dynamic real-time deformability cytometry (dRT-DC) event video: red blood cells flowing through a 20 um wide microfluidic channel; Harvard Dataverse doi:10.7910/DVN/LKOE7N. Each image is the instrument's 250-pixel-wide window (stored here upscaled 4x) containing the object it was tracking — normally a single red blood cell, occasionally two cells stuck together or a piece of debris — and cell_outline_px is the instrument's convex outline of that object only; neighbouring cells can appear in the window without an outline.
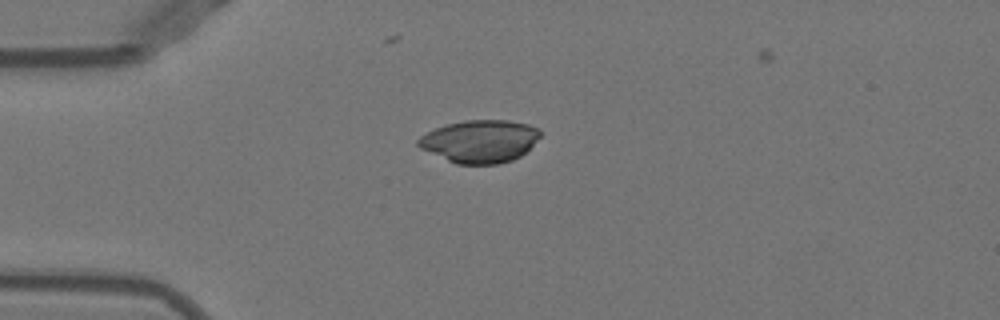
{"species": "Egyptian fruit bat (a non-hibernating species)", "species_latin": "Rousettus aegyptiacus", "temperature_condition": "warm", "stored_images_in_passage": 40, "camera_frame_rate_fps": 3000, "um_per_image_px": 0.085, "animal": {"sex": "female"}, "frame": {"image": 1, "passage_image": 1, "time_ms": 0.0, "image_size_px": [1000, 320], "cell_outline_px": [[540, 136], [520, 156], [512, 160], [496, 164], [456, 164], [420, 148], [416, 144], [416, 140], [420, 136], [436, 128], [448, 124], [464, 120], [508, 120], [528, 124], [540, 128]], "centroid_in_image_um": [40.78, 12.0], "position_along_channel_um": 44.2, "area_um2": 30.17}}
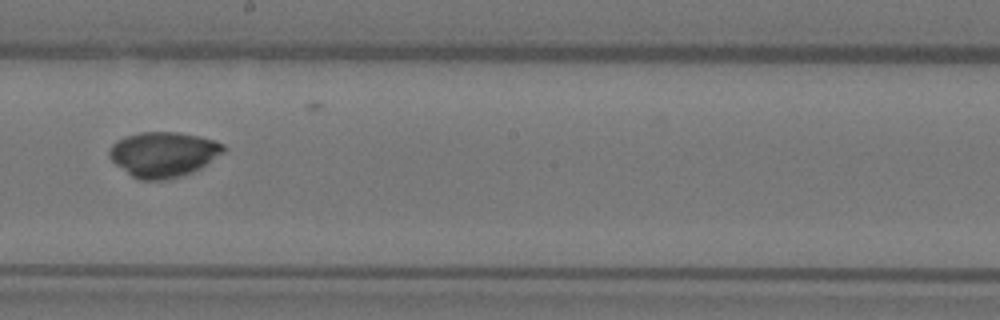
{"frame": {"image": 2, "passage_image": 17, "time_ms": 5.333, "image_size_px": [1000, 320], "cell_outline_px": [[228, 148], [224, 152], [200, 168], [192, 172], [168, 180], [140, 180], [132, 176], [116, 164], [108, 156], [108, 152], [112, 144], [116, 140], [124, 136], [140, 132], [180, 132], [200, 136], [216, 140], [224, 144]], "centroid_in_image_um": [13.9, 13.1], "position_along_channel_um": 234.3, "area_um2": 30.29}}
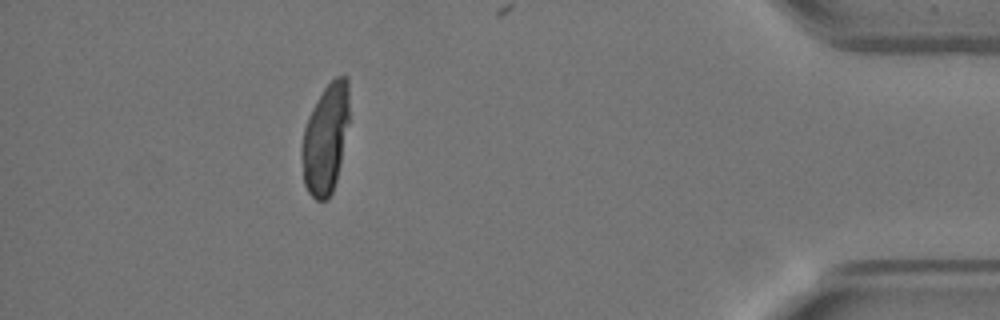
{"frame": {"image": 3, "passage_image": 34, "time_ms": 11.0, "image_size_px": [1000, 320], "cell_outline_px": [[348, 124], [340, 164], [336, 180], [332, 192], [328, 200], [316, 200], [308, 192], [304, 184], [300, 156], [300, 148], [304, 128], [308, 116], [312, 108], [324, 88], [336, 76], [348, 76]], "centroid_in_image_um": [27.64, 11.82], "position_along_channel_um": 407.6, "area_um2": 30.4}}